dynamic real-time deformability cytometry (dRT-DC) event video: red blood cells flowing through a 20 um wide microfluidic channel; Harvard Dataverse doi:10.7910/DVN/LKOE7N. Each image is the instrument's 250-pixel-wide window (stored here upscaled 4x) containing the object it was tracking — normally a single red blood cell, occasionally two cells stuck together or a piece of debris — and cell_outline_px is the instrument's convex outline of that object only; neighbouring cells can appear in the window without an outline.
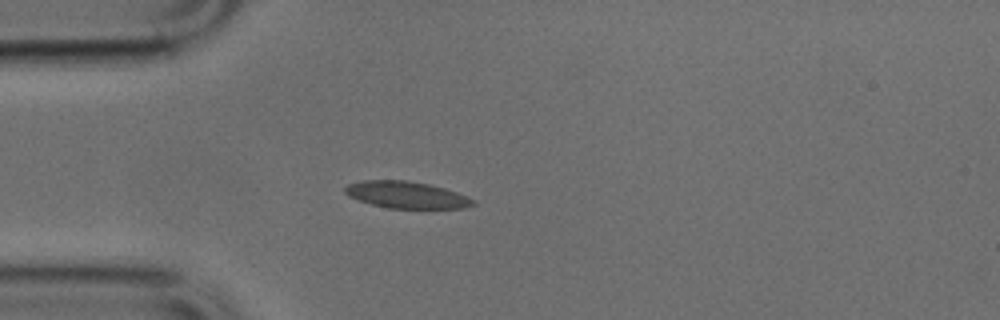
{"species": "common noctule bat (a hibernating species)", "species_latin": "Nyctalus noctula", "temperature_condition": "cold", "stored_images_in_passage": 38, "camera_frame_rate_fps": 3000, "um_per_image_px": 0.085, "animal": {"sex": "male", "body_mass_g": 17.9, "forearm_length_mm": 54.2}, "frame": {"image": 1, "passage_image": 1, "time_ms": 0.0, "image_size_px": [1000, 320], "cell_outline_px": [[476, 204], [464, 208], [388, 208], [372, 204], [348, 196], [344, 192], [344, 188], [348, 184], [364, 180], [408, 180], [428, 184], [444, 188], [468, 196], [476, 200]], "centroid_in_image_um": [34.57, 16.56], "position_along_channel_um": 50.4, "area_um2": 20.0}}
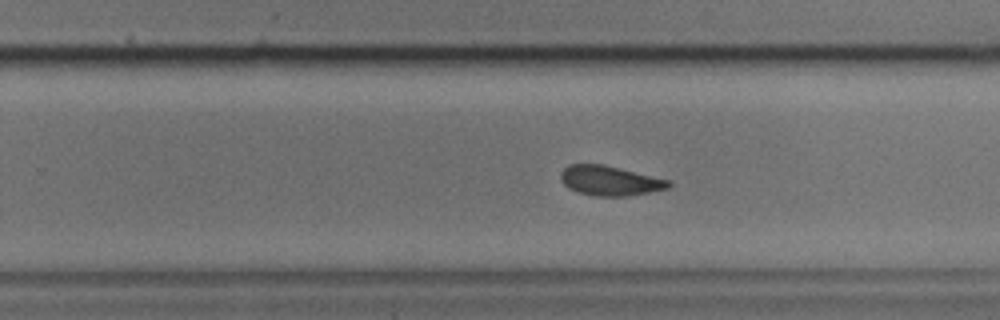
{"frame": {"image": 2, "passage_image": 19, "time_ms": 6.0, "image_size_px": [1000, 320], "cell_outline_px": [[672, 184], [668, 188], [648, 192], [624, 196], [592, 196], [576, 192], [568, 188], [560, 180], [560, 172], [568, 164], [604, 164], [672, 180]], "centroid_in_image_um": [51.82, 15.35], "position_along_channel_um": 278.0, "area_um2": 18.96}}
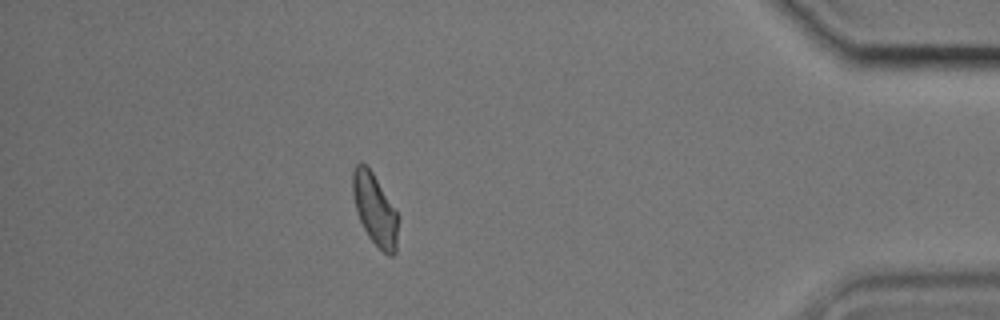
{"frame": {"image": 3, "passage_image": 32, "time_ms": 10.333, "image_size_px": [1000, 320], "cell_outline_px": [[396, 252], [392, 256], [388, 256], [368, 236], [356, 212], [352, 192], [352, 172], [356, 164], [360, 160], [372, 172], [396, 212]], "centroid_in_image_um": [31.81, 17.77], "position_along_channel_um": 403.4, "area_um2": 18.32}}